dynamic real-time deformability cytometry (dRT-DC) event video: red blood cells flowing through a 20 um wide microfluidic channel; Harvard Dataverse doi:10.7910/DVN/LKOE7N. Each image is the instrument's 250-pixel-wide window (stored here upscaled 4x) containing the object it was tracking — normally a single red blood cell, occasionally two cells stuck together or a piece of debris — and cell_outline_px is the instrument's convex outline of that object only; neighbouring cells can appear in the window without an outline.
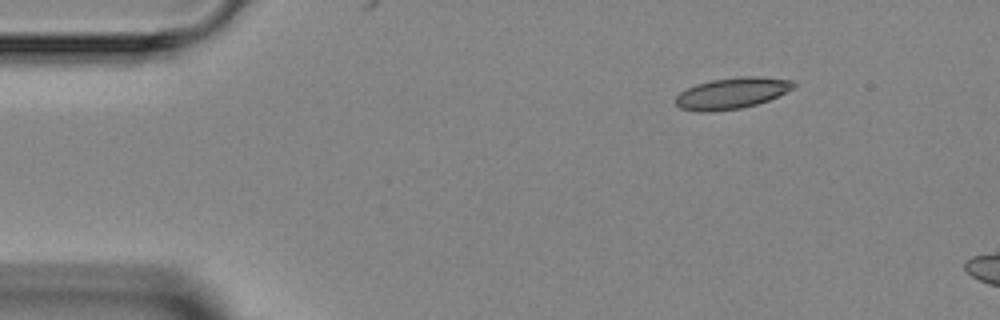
{"species": "Egyptian fruit bat (a non-hibernating species)", "species_latin": "Rousettus aegyptiacus", "temperature_condition": "room temperature", "stored_images_in_passage": 3, "segment_of_instrument_passage": [1, 2], "camera_frame_rate_fps": 3000, "um_per_image_px": 0.085, "animal": {"sex": "female"}, "frame": {"image": 1, "passage_image": 1, "time_ms": 0.0, "image_size_px": [1000, 320], "cell_outline_px": [[796, 84], [792, 88], [768, 100], [756, 104], [740, 108], [712, 112], [696, 112], [680, 108], [676, 104], [676, 96], [680, 92], [696, 84], [712, 80], [740, 76], [756, 76], [792, 80]], "centroid_in_image_um": [62.16, 7.93], "position_along_channel_um": 22.8, "area_um2": 21.27}}